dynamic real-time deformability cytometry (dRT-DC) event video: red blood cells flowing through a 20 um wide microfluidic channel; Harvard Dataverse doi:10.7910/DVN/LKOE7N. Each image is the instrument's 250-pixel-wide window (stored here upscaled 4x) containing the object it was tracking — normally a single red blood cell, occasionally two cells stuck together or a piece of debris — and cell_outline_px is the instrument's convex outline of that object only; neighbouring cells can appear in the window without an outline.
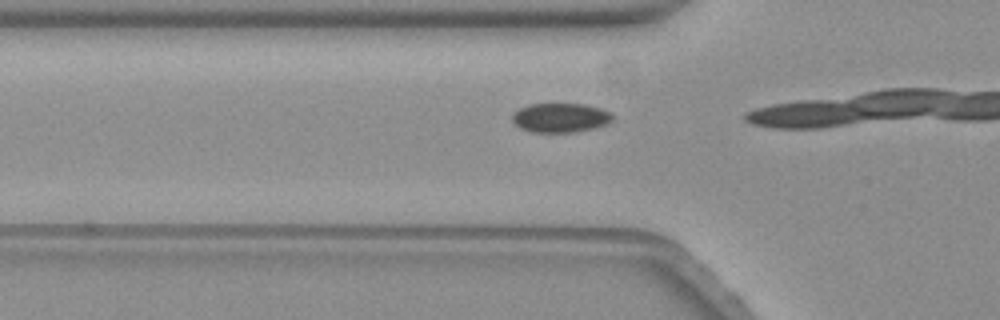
{"species": "common noctule bat (a hibernating species)", "species_latin": "Nyctalus noctula", "temperature_condition": "warm", "stored_images_in_passage": 6, "camera_frame_rate_fps": 3000, "um_per_image_px": 0.085, "animal": {"sex": "female", "body_mass_g": 19.3, "forearm_length_mm": 54.1}, "frame": {"image": 1, "passage_image": 4, "time_ms": 1.0, "image_size_px": [1000, 320], "cell_outline_px": [[612, 120], [608, 124], [592, 128], [572, 132], [532, 132], [520, 128], [512, 120], [512, 116], [520, 108], [528, 104], [584, 104], [600, 108], [612, 112]], "centroid_in_image_um": [47.65, 10.0], "position_along_channel_um": 78.2, "area_um2": 16.99}}